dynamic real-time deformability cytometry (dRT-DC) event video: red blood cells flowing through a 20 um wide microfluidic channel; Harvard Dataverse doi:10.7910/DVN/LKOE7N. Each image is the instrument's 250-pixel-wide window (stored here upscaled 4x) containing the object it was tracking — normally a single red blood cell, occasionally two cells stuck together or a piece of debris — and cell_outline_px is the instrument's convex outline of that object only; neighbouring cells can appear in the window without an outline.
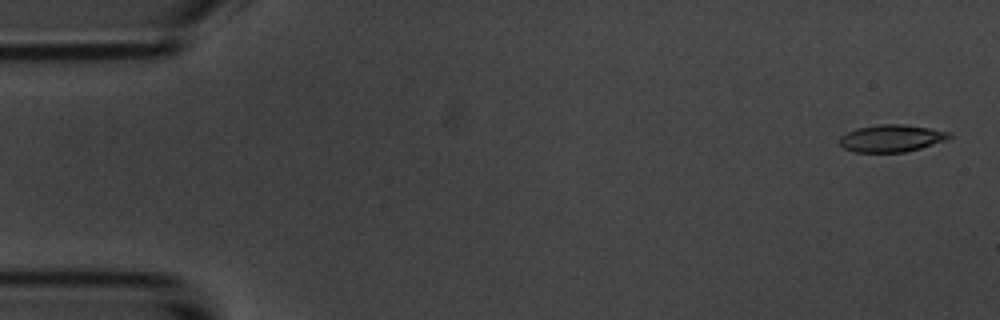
{"species": "common noctule bat (a hibernating species)", "species_latin": "Nyctalus noctula", "temperature_condition": "room temperature", "stored_images_in_passage": 6, "camera_frame_rate_fps": 3000, "um_per_image_px": 0.085, "animal": {"sex": "male", "body_mass_g": 20.1, "forearm_length_mm": 53.5}, "frame": {"image": 1, "passage_image": 1, "time_ms": 0.0, "image_size_px": [1000, 320], "cell_outline_px": [[952, 136], [948, 140], [920, 148], [904, 152], [856, 152], [844, 148], [840, 144], [840, 136], [856, 128], [876, 124], [904, 124], [928, 128], [948, 132]], "centroid_in_image_um": [75.77, 11.75], "position_along_channel_um": 9.2, "area_um2": 17.34}}